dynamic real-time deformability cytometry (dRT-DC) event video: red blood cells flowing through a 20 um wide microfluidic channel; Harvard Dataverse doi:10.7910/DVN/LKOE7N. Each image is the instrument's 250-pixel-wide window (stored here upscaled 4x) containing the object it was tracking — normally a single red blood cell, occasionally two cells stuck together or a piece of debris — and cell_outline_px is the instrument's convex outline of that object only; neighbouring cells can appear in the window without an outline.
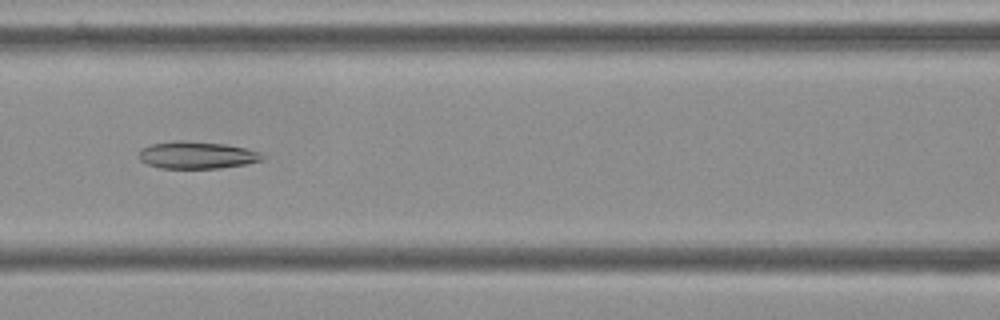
{"species": "Egyptian fruit bat (a non-hibernating species)", "species_latin": "Rousettus aegyptiacus", "temperature_condition": "cold", "stored_images_in_passage": 55, "camera_frame_rate_fps": 3000, "um_per_image_px": 0.085, "frame": {"image": 1, "passage_image": 24, "time_ms": 7.667, "image_size_px": [1000, 320], "cell_outline_px": [[264, 160], [248, 164], [220, 168], [160, 168], [148, 164], [140, 160], [140, 148], [148, 144], [176, 140], [184, 140], [224, 144], [244, 148], [260, 152], [264, 156]], "centroid_in_image_um": [16.73, 13.18], "position_along_channel_um": 149.9, "area_um2": 19.71}}
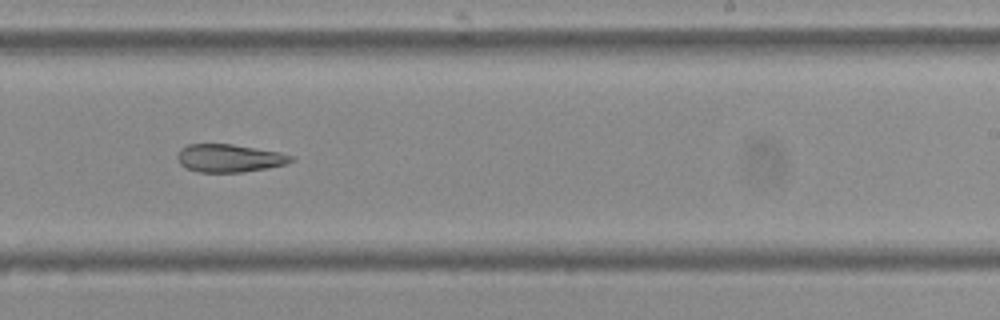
{"frame": {"image": 2, "passage_image": 34, "time_ms": 11.0, "image_size_px": [1000, 320], "cell_outline_px": [[296, 160], [284, 164], [268, 168], [244, 172], [200, 172], [184, 168], [176, 160], [176, 156], [180, 148], [188, 144], [232, 144], [280, 152], [296, 156]], "centroid_in_image_um": [19.49, 13.44], "position_along_channel_um": 269.5, "area_um2": 18.79}}
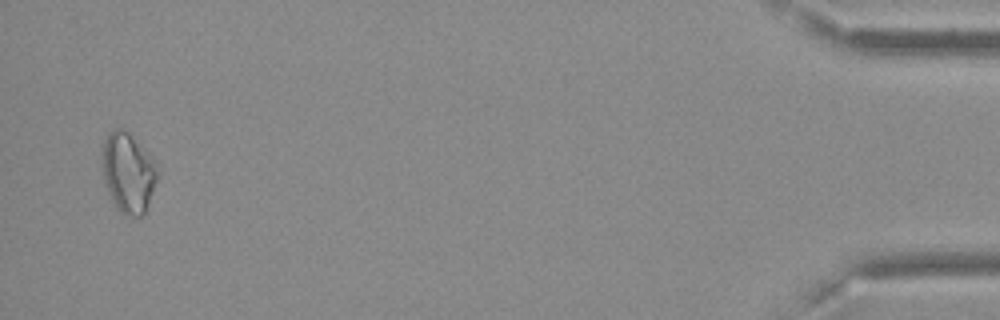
{"frame": {"image": 3, "passage_image": 54, "time_ms": 17.667, "image_size_px": [1000, 320], "cell_outline_px": [[160, 172], [144, 216], [124, 216], [120, 212], [112, 200], [108, 192], [100, 160], [100, 152], [104, 140], [108, 132], [112, 128], [124, 128], [128, 132], [156, 164]], "centroid_in_image_um": [10.87, 14.68], "position_along_channel_um": 424.3, "area_um2": 26.01}, "authors_computed_cell_mechanics": {"area_um2": 21.6172, "velocity_mm_per_s": 3.5969, "shape_relaxation_time_tau1_ms": null, "shape_relaxation_time_tau2_ms": 7.1988, "deformation_change_tau1": null, "deformation_change_tau2": 0.1666}}